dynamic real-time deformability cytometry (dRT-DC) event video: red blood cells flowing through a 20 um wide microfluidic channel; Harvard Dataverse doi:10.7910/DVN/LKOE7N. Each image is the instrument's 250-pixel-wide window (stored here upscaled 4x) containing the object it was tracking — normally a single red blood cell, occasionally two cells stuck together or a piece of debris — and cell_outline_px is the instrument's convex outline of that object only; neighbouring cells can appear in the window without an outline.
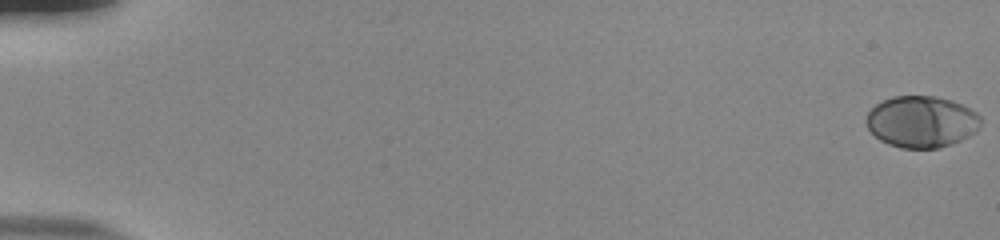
{"species": "human", "species_latin": "Homo sapiens", "temperature_condition": "room temperature", "stored_images_in_passage": 55, "camera_frame_rate_fps": 3000, "um_per_image_px": 0.085, "donor": {"sex": "male"}, "frame": {"image": 1, "passage_image": 1, "time_ms": 0.0, "image_size_px": [1000, 240], "cell_outline_px": [[980, 124], [976, 132], [952, 144], [940, 148], [900, 148], [888, 144], [880, 140], [868, 128], [868, 112], [876, 104], [892, 96], [932, 96], [948, 100], [960, 104], [976, 112], [980, 116]], "centroid_in_image_um": [78.33, 10.36], "position_along_channel_um": 6.7, "area_um2": 34.04}}
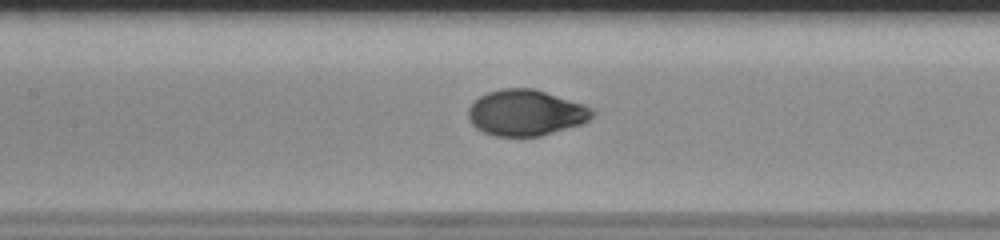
{"frame": {"image": 2, "passage_image": 28, "time_ms": 9.0, "image_size_px": [1000, 240], "cell_outline_px": [[596, 112], [588, 120], [580, 124], [540, 136], [496, 136], [484, 132], [476, 128], [472, 124], [468, 116], [468, 108], [480, 96], [488, 92], [500, 88], [536, 88], [584, 104]], "centroid_in_image_um": [44.69, 9.57], "position_along_channel_um": 162.7, "area_um2": 33.18}}
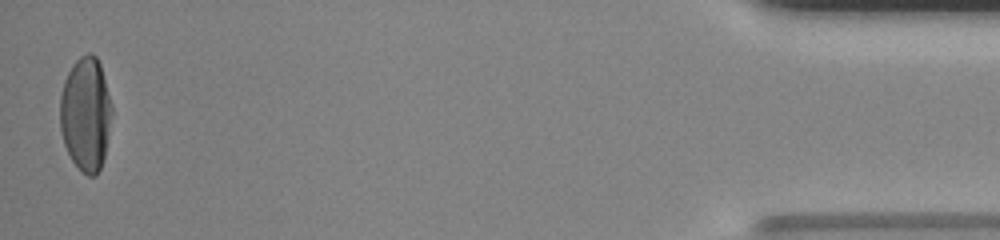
{"frame": {"image": 3, "passage_image": 55, "time_ms": 18.0, "image_size_px": [1000, 240], "cell_outline_px": [[112, 112], [108, 136], [104, 156], [100, 168], [96, 176], [88, 176], [72, 160], [64, 144], [60, 128], [60, 96], [64, 80], [72, 64], [80, 56], [88, 52], [92, 52], [96, 56], [100, 64], [112, 104]], "centroid_in_image_um": [7.28, 9.65], "position_along_channel_um": 427.9, "area_um2": 34.39}, "authors_computed_cell_mechanics": {"area_um2": 33.524, "velocity_mm_per_s": 3.8343, "shape_relaxation_time_tau1_ms": 3.6608, "shape_relaxation_time_tau2_ms": null, "deformation_change_tau1": 0.2014, "deformation_change_tau2": null}}